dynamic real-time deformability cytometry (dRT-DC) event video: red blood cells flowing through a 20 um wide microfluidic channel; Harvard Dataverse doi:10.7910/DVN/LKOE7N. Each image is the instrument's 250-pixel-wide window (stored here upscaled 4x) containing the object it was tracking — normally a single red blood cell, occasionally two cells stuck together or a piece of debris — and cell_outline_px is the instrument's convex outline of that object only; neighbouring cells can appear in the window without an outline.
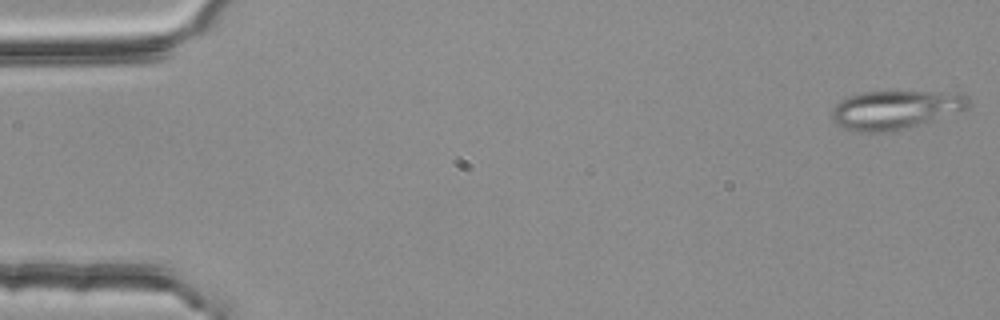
{"species": "common noctule bat (a hibernating species)", "species_latin": "Nyctalus noctula", "temperature_condition": "room temperature", "stored_images_in_passage": 54, "segment_of_instrument_passage": [1, 2], "camera_frame_rate_fps": 3000, "um_per_image_px": 0.085, "animal": {"sex": "female", "body_mass_g": 25.1}, "frame": {"image": 1, "passage_image": 1, "time_ms": 0.0, "image_size_px": [1000, 320], "cell_outline_px": [[968, 108], [908, 128], [892, 132], [852, 132], [840, 128], [832, 120], [832, 112], [836, 104], [840, 100], [856, 92], [896, 88], [960, 92], [968, 96]], "centroid_in_image_um": [76.08, 9.26], "position_along_channel_um": 8.9, "area_um2": 32.54}}